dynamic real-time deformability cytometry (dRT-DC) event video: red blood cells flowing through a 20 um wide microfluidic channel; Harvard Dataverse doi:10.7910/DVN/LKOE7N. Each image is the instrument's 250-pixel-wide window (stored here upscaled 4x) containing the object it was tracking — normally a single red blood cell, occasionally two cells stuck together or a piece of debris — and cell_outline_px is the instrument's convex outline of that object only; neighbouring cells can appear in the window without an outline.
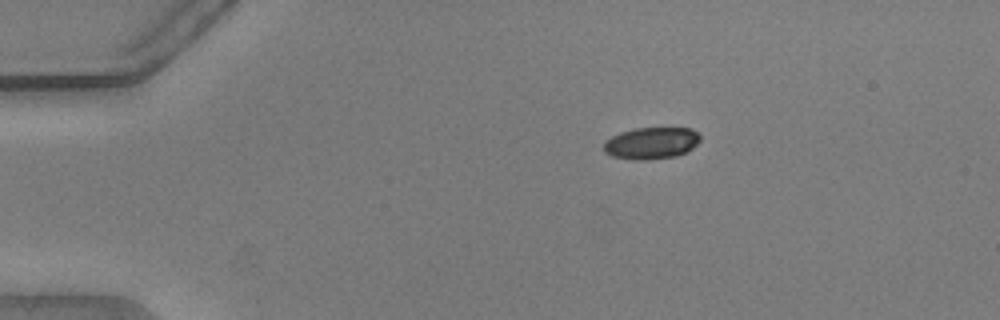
{"species": "common noctule bat (a hibernating species)", "species_latin": "Nyctalus noctula", "temperature_condition": "warm", "stored_images_in_passage": 18, "camera_frame_rate_fps": 3000, "um_per_image_px": 0.085, "animal": {"sex": "male", "body_mass_g": 20.5, "forearm_length_mm": 52.5}, "frame": {"image": 1, "passage_image": 1, "time_ms": 0.0, "image_size_px": [1000, 320], "cell_outline_px": [[700, 140], [692, 148], [676, 156], [644, 160], [636, 160], [612, 156], [604, 152], [604, 140], [620, 132], [636, 128], [692, 128], [700, 136]], "centroid_in_image_um": [55.34, 12.16], "position_along_channel_um": 29.7, "area_um2": 17.8}}
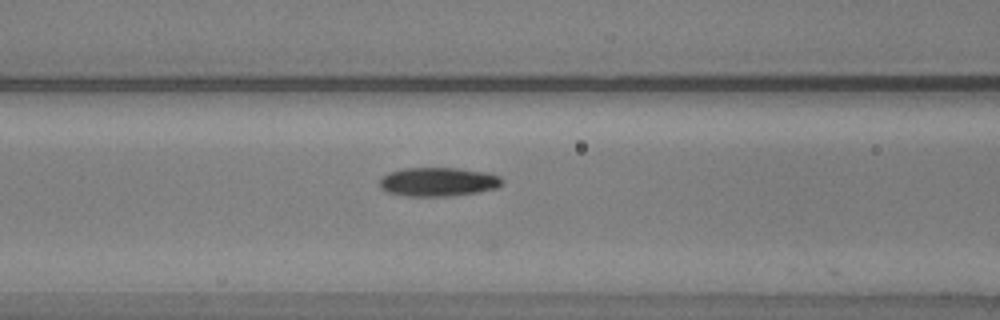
{"frame": {"image": 2, "passage_image": 14, "time_ms": 4.333, "image_size_px": [1000, 320], "cell_outline_px": [[504, 180], [496, 188], [476, 192], [452, 196], [404, 196], [388, 192], [380, 188], [380, 180], [388, 172], [404, 168], [456, 168], [488, 172], [500, 176]], "centroid_in_image_um": [37.24, 15.45], "position_along_channel_um": 129.4, "area_um2": 20.63}}
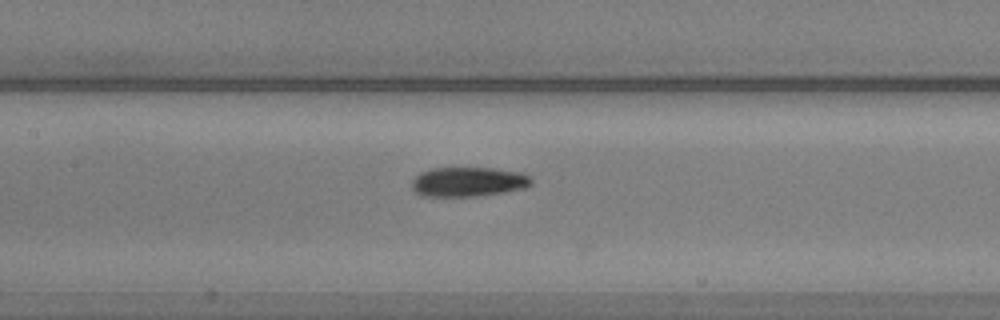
{"frame": {"image": 3, "passage_image": 17, "time_ms": 5.333, "image_size_px": [1000, 320], "cell_outline_px": [[532, 184], [524, 188], [504, 192], [476, 196], [420, 196], [412, 188], [412, 180], [420, 172], [432, 168], [492, 168], [524, 172], [532, 180]], "centroid_in_image_um": [39.8, 15.45], "position_along_channel_um": 167.6, "area_um2": 20.63}}